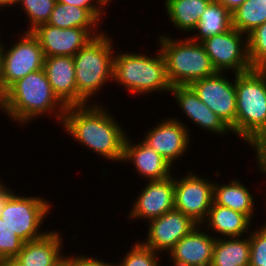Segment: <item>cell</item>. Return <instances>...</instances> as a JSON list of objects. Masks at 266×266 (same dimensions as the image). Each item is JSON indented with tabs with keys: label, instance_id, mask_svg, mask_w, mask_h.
I'll use <instances>...</instances> for the list:
<instances>
[{
	"label": "cell",
	"instance_id": "52a82bcc",
	"mask_svg": "<svg viewBox=\"0 0 266 266\" xmlns=\"http://www.w3.org/2000/svg\"><path fill=\"white\" fill-rule=\"evenodd\" d=\"M52 208L51 201L43 196H28L22 192L20 195L15 191L8 198L0 217L18 237L28 242L43 237L49 231L43 230L42 225L51 215Z\"/></svg>",
	"mask_w": 266,
	"mask_h": 266
},
{
	"label": "cell",
	"instance_id": "30bf717a",
	"mask_svg": "<svg viewBox=\"0 0 266 266\" xmlns=\"http://www.w3.org/2000/svg\"><path fill=\"white\" fill-rule=\"evenodd\" d=\"M217 72L230 75L251 70L249 60L248 35L235 28L211 36L200 42Z\"/></svg>",
	"mask_w": 266,
	"mask_h": 266
},
{
	"label": "cell",
	"instance_id": "d4e9b609",
	"mask_svg": "<svg viewBox=\"0 0 266 266\" xmlns=\"http://www.w3.org/2000/svg\"><path fill=\"white\" fill-rule=\"evenodd\" d=\"M231 28V12L217 0H212L202 13L198 25L188 37L193 41L201 42L208 37L219 35Z\"/></svg>",
	"mask_w": 266,
	"mask_h": 266
},
{
	"label": "cell",
	"instance_id": "f35d334b",
	"mask_svg": "<svg viewBox=\"0 0 266 266\" xmlns=\"http://www.w3.org/2000/svg\"><path fill=\"white\" fill-rule=\"evenodd\" d=\"M0 266H21L16 258H6L0 260Z\"/></svg>",
	"mask_w": 266,
	"mask_h": 266
},
{
	"label": "cell",
	"instance_id": "ab89813d",
	"mask_svg": "<svg viewBox=\"0 0 266 266\" xmlns=\"http://www.w3.org/2000/svg\"><path fill=\"white\" fill-rule=\"evenodd\" d=\"M1 36V35H0ZM0 70H1V67H2V60H3V53H4V48H5V42H3V36L2 38L0 37Z\"/></svg>",
	"mask_w": 266,
	"mask_h": 266
},
{
	"label": "cell",
	"instance_id": "4316f807",
	"mask_svg": "<svg viewBox=\"0 0 266 266\" xmlns=\"http://www.w3.org/2000/svg\"><path fill=\"white\" fill-rule=\"evenodd\" d=\"M232 14V27L248 35L266 22V0H245Z\"/></svg>",
	"mask_w": 266,
	"mask_h": 266
},
{
	"label": "cell",
	"instance_id": "836d02e7",
	"mask_svg": "<svg viewBox=\"0 0 266 266\" xmlns=\"http://www.w3.org/2000/svg\"><path fill=\"white\" fill-rule=\"evenodd\" d=\"M64 260L68 263L69 266H113L114 262L110 263L107 261V259L104 261L101 258H98L97 256H88L87 254H78L76 253L73 256V253H70L66 255L64 254Z\"/></svg>",
	"mask_w": 266,
	"mask_h": 266
},
{
	"label": "cell",
	"instance_id": "b9f144b4",
	"mask_svg": "<svg viewBox=\"0 0 266 266\" xmlns=\"http://www.w3.org/2000/svg\"><path fill=\"white\" fill-rule=\"evenodd\" d=\"M57 266H69L68 263L63 259Z\"/></svg>",
	"mask_w": 266,
	"mask_h": 266
},
{
	"label": "cell",
	"instance_id": "e575fe53",
	"mask_svg": "<svg viewBox=\"0 0 266 266\" xmlns=\"http://www.w3.org/2000/svg\"><path fill=\"white\" fill-rule=\"evenodd\" d=\"M2 180L3 179L0 178V216L8 198L15 192V190L9 187L8 184L6 185V181L4 182Z\"/></svg>",
	"mask_w": 266,
	"mask_h": 266
},
{
	"label": "cell",
	"instance_id": "44dd1931",
	"mask_svg": "<svg viewBox=\"0 0 266 266\" xmlns=\"http://www.w3.org/2000/svg\"><path fill=\"white\" fill-rule=\"evenodd\" d=\"M253 222L243 213L213 202L206 219L201 223L216 239L241 237L250 233ZM214 231V232H213ZM215 234V235H214ZM221 235V236H220Z\"/></svg>",
	"mask_w": 266,
	"mask_h": 266
},
{
	"label": "cell",
	"instance_id": "8fae6325",
	"mask_svg": "<svg viewBox=\"0 0 266 266\" xmlns=\"http://www.w3.org/2000/svg\"><path fill=\"white\" fill-rule=\"evenodd\" d=\"M228 75L226 72H217L212 76L196 80L189 86L198 98L218 115L231 129L232 134L235 135L237 103L235 74L233 73L234 77H228Z\"/></svg>",
	"mask_w": 266,
	"mask_h": 266
},
{
	"label": "cell",
	"instance_id": "d6a6232c",
	"mask_svg": "<svg viewBox=\"0 0 266 266\" xmlns=\"http://www.w3.org/2000/svg\"><path fill=\"white\" fill-rule=\"evenodd\" d=\"M59 3L71 4L80 8L87 9L100 23L105 18V12L112 4L110 0H57ZM104 16V17H103ZM103 18V19H102Z\"/></svg>",
	"mask_w": 266,
	"mask_h": 266
},
{
	"label": "cell",
	"instance_id": "7402d4cb",
	"mask_svg": "<svg viewBox=\"0 0 266 266\" xmlns=\"http://www.w3.org/2000/svg\"><path fill=\"white\" fill-rule=\"evenodd\" d=\"M227 183V184H226ZM225 184L214 181L213 202L215 204L228 207L234 211L245 214L252 222H255L257 213L255 201H257L252 190L244 185L238 178H232ZM251 191V192H250Z\"/></svg>",
	"mask_w": 266,
	"mask_h": 266
},
{
	"label": "cell",
	"instance_id": "f546056e",
	"mask_svg": "<svg viewBox=\"0 0 266 266\" xmlns=\"http://www.w3.org/2000/svg\"><path fill=\"white\" fill-rule=\"evenodd\" d=\"M248 53L253 68H266V22L248 34Z\"/></svg>",
	"mask_w": 266,
	"mask_h": 266
},
{
	"label": "cell",
	"instance_id": "6da1fadb",
	"mask_svg": "<svg viewBox=\"0 0 266 266\" xmlns=\"http://www.w3.org/2000/svg\"><path fill=\"white\" fill-rule=\"evenodd\" d=\"M102 102L68 106L61 126L72 140L102 159L122 162L126 130Z\"/></svg>",
	"mask_w": 266,
	"mask_h": 266
},
{
	"label": "cell",
	"instance_id": "4fadbf2b",
	"mask_svg": "<svg viewBox=\"0 0 266 266\" xmlns=\"http://www.w3.org/2000/svg\"><path fill=\"white\" fill-rule=\"evenodd\" d=\"M38 39L45 57L74 56L95 36L100 35V28H59L47 23L31 31Z\"/></svg>",
	"mask_w": 266,
	"mask_h": 266
},
{
	"label": "cell",
	"instance_id": "9a60e30c",
	"mask_svg": "<svg viewBox=\"0 0 266 266\" xmlns=\"http://www.w3.org/2000/svg\"><path fill=\"white\" fill-rule=\"evenodd\" d=\"M132 202L127 219L150 221L174 209V175L145 182ZM144 219V220H143Z\"/></svg>",
	"mask_w": 266,
	"mask_h": 266
},
{
	"label": "cell",
	"instance_id": "277c9868",
	"mask_svg": "<svg viewBox=\"0 0 266 266\" xmlns=\"http://www.w3.org/2000/svg\"><path fill=\"white\" fill-rule=\"evenodd\" d=\"M113 41V36L111 37L105 30L73 56L77 105L99 103V100L94 98L102 93L104 86L112 84L114 51H116L114 44L117 45Z\"/></svg>",
	"mask_w": 266,
	"mask_h": 266
},
{
	"label": "cell",
	"instance_id": "83f0119b",
	"mask_svg": "<svg viewBox=\"0 0 266 266\" xmlns=\"http://www.w3.org/2000/svg\"><path fill=\"white\" fill-rule=\"evenodd\" d=\"M57 0H18L16 5L23 10L27 18V29L23 32H31L37 26L49 21Z\"/></svg>",
	"mask_w": 266,
	"mask_h": 266
},
{
	"label": "cell",
	"instance_id": "4dcf8cb0",
	"mask_svg": "<svg viewBox=\"0 0 266 266\" xmlns=\"http://www.w3.org/2000/svg\"><path fill=\"white\" fill-rule=\"evenodd\" d=\"M266 194V193H264ZM266 195L263 200L266 201ZM266 207V202L263 203ZM266 209V208H264ZM266 212V210H265ZM266 214V213H265ZM250 264L249 266H266V220L258 228L250 230Z\"/></svg>",
	"mask_w": 266,
	"mask_h": 266
},
{
	"label": "cell",
	"instance_id": "1f68e13d",
	"mask_svg": "<svg viewBox=\"0 0 266 266\" xmlns=\"http://www.w3.org/2000/svg\"><path fill=\"white\" fill-rule=\"evenodd\" d=\"M23 245L24 241L0 217V260L15 258Z\"/></svg>",
	"mask_w": 266,
	"mask_h": 266
},
{
	"label": "cell",
	"instance_id": "ac0fdd59",
	"mask_svg": "<svg viewBox=\"0 0 266 266\" xmlns=\"http://www.w3.org/2000/svg\"><path fill=\"white\" fill-rule=\"evenodd\" d=\"M130 137L127 135L125 139L121 163H132L137 175L142 179L144 178L143 181L166 179L174 174L172 173L175 172L173 169L176 170V173L179 172L176 167H173L142 139L133 142Z\"/></svg>",
	"mask_w": 266,
	"mask_h": 266
},
{
	"label": "cell",
	"instance_id": "8992f818",
	"mask_svg": "<svg viewBox=\"0 0 266 266\" xmlns=\"http://www.w3.org/2000/svg\"><path fill=\"white\" fill-rule=\"evenodd\" d=\"M157 43L166 63L167 77L174 86H189L192 82L217 73L200 42L174 38L160 32Z\"/></svg>",
	"mask_w": 266,
	"mask_h": 266
},
{
	"label": "cell",
	"instance_id": "484cf974",
	"mask_svg": "<svg viewBox=\"0 0 266 266\" xmlns=\"http://www.w3.org/2000/svg\"><path fill=\"white\" fill-rule=\"evenodd\" d=\"M47 24L59 28H100V23L87 9L57 2Z\"/></svg>",
	"mask_w": 266,
	"mask_h": 266
},
{
	"label": "cell",
	"instance_id": "9c48e42d",
	"mask_svg": "<svg viewBox=\"0 0 266 266\" xmlns=\"http://www.w3.org/2000/svg\"><path fill=\"white\" fill-rule=\"evenodd\" d=\"M193 171L190 169L183 175L180 172L174 174V209L201 224L213 204L214 182L210 177Z\"/></svg>",
	"mask_w": 266,
	"mask_h": 266
},
{
	"label": "cell",
	"instance_id": "ffe728a7",
	"mask_svg": "<svg viewBox=\"0 0 266 266\" xmlns=\"http://www.w3.org/2000/svg\"><path fill=\"white\" fill-rule=\"evenodd\" d=\"M43 70L53 93L66 106H77V87L72 56L45 57Z\"/></svg>",
	"mask_w": 266,
	"mask_h": 266
},
{
	"label": "cell",
	"instance_id": "e0dca14e",
	"mask_svg": "<svg viewBox=\"0 0 266 266\" xmlns=\"http://www.w3.org/2000/svg\"><path fill=\"white\" fill-rule=\"evenodd\" d=\"M169 94L175 100L181 112L188 118V122L195 123L205 134L214 136H227L232 134L231 129L216 115L204 102H202L190 86H174ZM216 134V135H215ZM227 134V135H226Z\"/></svg>",
	"mask_w": 266,
	"mask_h": 266
},
{
	"label": "cell",
	"instance_id": "d6986e66",
	"mask_svg": "<svg viewBox=\"0 0 266 266\" xmlns=\"http://www.w3.org/2000/svg\"><path fill=\"white\" fill-rule=\"evenodd\" d=\"M60 233L59 229H50L43 237L24 242L15 258L21 266H57L64 259V238Z\"/></svg>",
	"mask_w": 266,
	"mask_h": 266
},
{
	"label": "cell",
	"instance_id": "8d00e7d4",
	"mask_svg": "<svg viewBox=\"0 0 266 266\" xmlns=\"http://www.w3.org/2000/svg\"><path fill=\"white\" fill-rule=\"evenodd\" d=\"M231 13L234 12L245 0H217Z\"/></svg>",
	"mask_w": 266,
	"mask_h": 266
},
{
	"label": "cell",
	"instance_id": "cb8c5ba5",
	"mask_svg": "<svg viewBox=\"0 0 266 266\" xmlns=\"http://www.w3.org/2000/svg\"><path fill=\"white\" fill-rule=\"evenodd\" d=\"M250 237H226L216 239L211 266H249Z\"/></svg>",
	"mask_w": 266,
	"mask_h": 266
},
{
	"label": "cell",
	"instance_id": "5b68a950",
	"mask_svg": "<svg viewBox=\"0 0 266 266\" xmlns=\"http://www.w3.org/2000/svg\"><path fill=\"white\" fill-rule=\"evenodd\" d=\"M155 54L130 50L115 52L113 61V84L123 87L129 95L150 96V94H169L170 84L166 63L160 49ZM135 52V53H134ZM121 86V87H120Z\"/></svg>",
	"mask_w": 266,
	"mask_h": 266
},
{
	"label": "cell",
	"instance_id": "5bb4252c",
	"mask_svg": "<svg viewBox=\"0 0 266 266\" xmlns=\"http://www.w3.org/2000/svg\"><path fill=\"white\" fill-rule=\"evenodd\" d=\"M144 240L139 241L155 252L165 255L184 236L188 235L198 225L189 216L181 211L173 209L160 217L148 222ZM166 252V253H165Z\"/></svg>",
	"mask_w": 266,
	"mask_h": 266
},
{
	"label": "cell",
	"instance_id": "2e32d148",
	"mask_svg": "<svg viewBox=\"0 0 266 266\" xmlns=\"http://www.w3.org/2000/svg\"><path fill=\"white\" fill-rule=\"evenodd\" d=\"M205 230L201 224H198L188 235L176 243L167 253L169 265L211 266L216 238Z\"/></svg>",
	"mask_w": 266,
	"mask_h": 266
},
{
	"label": "cell",
	"instance_id": "60d3db41",
	"mask_svg": "<svg viewBox=\"0 0 266 266\" xmlns=\"http://www.w3.org/2000/svg\"><path fill=\"white\" fill-rule=\"evenodd\" d=\"M0 112L4 115V93L0 89Z\"/></svg>",
	"mask_w": 266,
	"mask_h": 266
},
{
	"label": "cell",
	"instance_id": "603a6c76",
	"mask_svg": "<svg viewBox=\"0 0 266 266\" xmlns=\"http://www.w3.org/2000/svg\"><path fill=\"white\" fill-rule=\"evenodd\" d=\"M212 0H164V10L172 25L184 34L192 33Z\"/></svg>",
	"mask_w": 266,
	"mask_h": 266
},
{
	"label": "cell",
	"instance_id": "7c38bea8",
	"mask_svg": "<svg viewBox=\"0 0 266 266\" xmlns=\"http://www.w3.org/2000/svg\"><path fill=\"white\" fill-rule=\"evenodd\" d=\"M181 120L178 117L165 116L156 121L154 126L144 132L145 136H142V140L173 167L190 150V145L192 146L190 141H193L190 139L192 129L189 128L187 122L185 125Z\"/></svg>",
	"mask_w": 266,
	"mask_h": 266
},
{
	"label": "cell",
	"instance_id": "d590c367",
	"mask_svg": "<svg viewBox=\"0 0 266 266\" xmlns=\"http://www.w3.org/2000/svg\"><path fill=\"white\" fill-rule=\"evenodd\" d=\"M258 173L262 174V177L266 175V154H254ZM264 174V175H263Z\"/></svg>",
	"mask_w": 266,
	"mask_h": 266
},
{
	"label": "cell",
	"instance_id": "7a4b0ae2",
	"mask_svg": "<svg viewBox=\"0 0 266 266\" xmlns=\"http://www.w3.org/2000/svg\"><path fill=\"white\" fill-rule=\"evenodd\" d=\"M235 89V135L255 154H266V68L235 74Z\"/></svg>",
	"mask_w": 266,
	"mask_h": 266
},
{
	"label": "cell",
	"instance_id": "74e56055",
	"mask_svg": "<svg viewBox=\"0 0 266 266\" xmlns=\"http://www.w3.org/2000/svg\"><path fill=\"white\" fill-rule=\"evenodd\" d=\"M18 0H0V10H7L9 11L8 9H5V8H8L9 9L12 7V10L14 9L15 12H16V9L14 6L16 5ZM14 7V8H13Z\"/></svg>",
	"mask_w": 266,
	"mask_h": 266
},
{
	"label": "cell",
	"instance_id": "f1b7e54d",
	"mask_svg": "<svg viewBox=\"0 0 266 266\" xmlns=\"http://www.w3.org/2000/svg\"><path fill=\"white\" fill-rule=\"evenodd\" d=\"M161 254L151 248L144 246L139 240L130 246L128 252L124 253L115 266H160L163 260Z\"/></svg>",
	"mask_w": 266,
	"mask_h": 266
},
{
	"label": "cell",
	"instance_id": "3957f363",
	"mask_svg": "<svg viewBox=\"0 0 266 266\" xmlns=\"http://www.w3.org/2000/svg\"><path fill=\"white\" fill-rule=\"evenodd\" d=\"M65 111L66 106L53 93L43 69L30 72L4 93L5 117L17 126L23 127L43 116H51L61 126Z\"/></svg>",
	"mask_w": 266,
	"mask_h": 266
},
{
	"label": "cell",
	"instance_id": "ba28073f",
	"mask_svg": "<svg viewBox=\"0 0 266 266\" xmlns=\"http://www.w3.org/2000/svg\"><path fill=\"white\" fill-rule=\"evenodd\" d=\"M21 31L15 42L4 48L0 70V89L3 93L30 72L43 69L45 56L38 39L32 32Z\"/></svg>",
	"mask_w": 266,
	"mask_h": 266
}]
</instances>
